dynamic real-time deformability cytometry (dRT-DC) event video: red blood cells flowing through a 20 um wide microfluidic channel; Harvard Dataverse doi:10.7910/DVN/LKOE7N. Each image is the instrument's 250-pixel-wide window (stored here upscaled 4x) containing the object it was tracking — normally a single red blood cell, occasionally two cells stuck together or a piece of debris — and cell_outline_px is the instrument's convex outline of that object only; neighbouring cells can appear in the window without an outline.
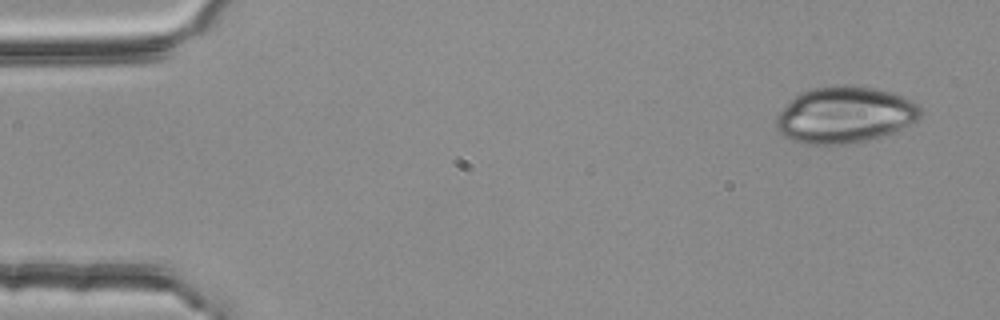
{"species": "common noctule bat (a hibernating species)", "species_latin": "Nyctalus noctula", "temperature_condition": "room temperature", "stored_images_in_passage": 4, "camera_frame_rate_fps": 3000, "um_per_image_px": 0.085, "animal": {"sex": "female", "body_mass_g": 25.1}, "frame": {"image": 1, "passage_image": 1, "time_ms": 0.0, "image_size_px": [1000, 320], "cell_outline_px": [[924, 108], [920, 116], [916, 120], [892, 132], [868, 140], [844, 144], [804, 144], [792, 140], [784, 136], [776, 128], [776, 116], [800, 92], [812, 88], [836, 84], [848, 84], [872, 88], [892, 92], [904, 96], [920, 104]], "centroid_in_image_um": [71.82, 9.74], "position_along_channel_um": 13.2, "area_um2": 47.51}}